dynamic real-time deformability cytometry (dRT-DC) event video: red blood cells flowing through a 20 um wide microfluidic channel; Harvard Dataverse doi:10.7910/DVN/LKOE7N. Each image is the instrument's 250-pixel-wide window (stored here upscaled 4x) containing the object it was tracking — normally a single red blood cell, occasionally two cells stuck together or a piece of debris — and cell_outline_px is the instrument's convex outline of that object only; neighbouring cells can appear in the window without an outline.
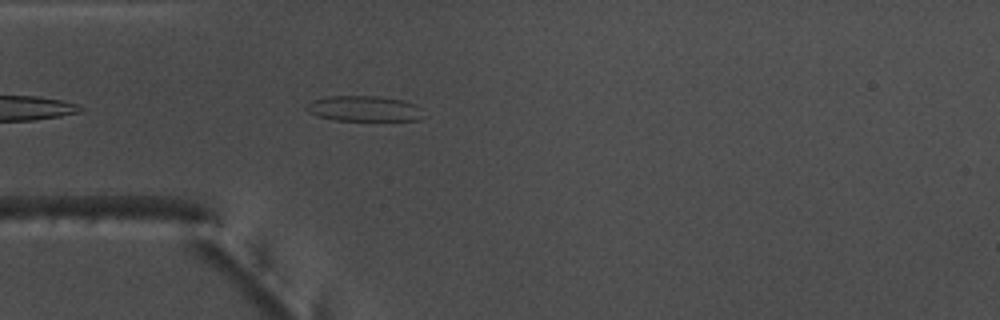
{"species": "common noctule bat (a hibernating species)", "species_latin": "Nyctalus noctula", "temperature_condition": "warm", "stored_images_in_passage": 24, "camera_frame_rate_fps": 3000, "um_per_image_px": 0.085, "animal": {"sex": "male", "body_mass_g": 17.5, "forearm_length_mm": 52.3}, "frame": {"image": 1, "passage_image": 4, "time_ms": 1.0, "image_size_px": [1000, 320], "cell_outline_px": [[428, 116], [420, 120], [336, 120], [320, 116], [308, 112], [304, 108], [304, 104], [312, 100], [328, 96], [376, 96], [404, 100], [416, 104]], "centroid_in_image_um": [30.99, 9.23], "position_along_channel_um": 54.0, "area_um2": 17.63}}
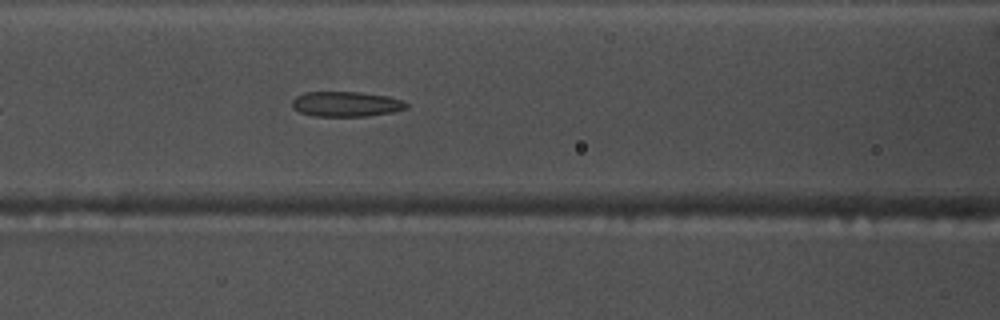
{"frame": {"image": 2, "passage_image": 11, "time_ms": 3.333, "image_size_px": [1000, 320], "cell_outline_px": [[408, 108], [392, 112], [368, 116], [312, 116], [300, 112], [292, 108], [292, 100], [296, 96], [304, 92], [360, 92], [388, 96], [404, 100], [408, 104]], "centroid_in_image_um": [29.42, 8.84], "position_along_channel_um": 137.2, "area_um2": 16.88}}
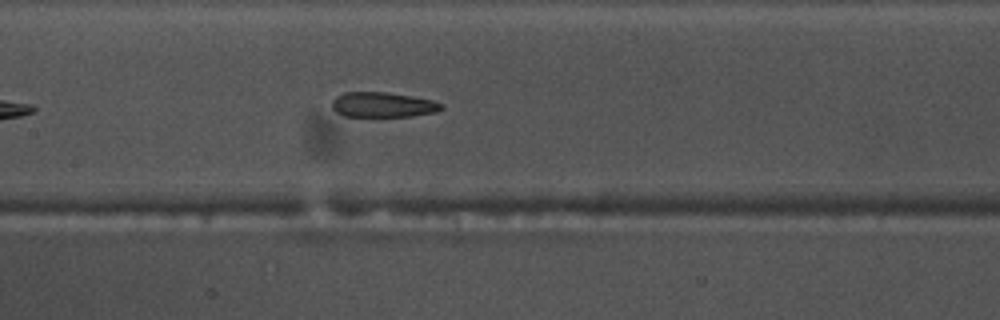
{"frame": {"image": 3, "passage_image": 14, "time_ms": 4.333, "image_size_px": [1000, 320], "cell_outline_px": [[444, 108], [436, 112], [412, 116], [344, 116], [336, 112], [332, 108], [332, 100], [336, 96], [344, 92], [384, 92], [412, 96], [432, 100], [444, 104]], "centroid_in_image_um": [32.55, 8.9], "position_along_channel_um": 174.9, "area_um2": 16.01}}